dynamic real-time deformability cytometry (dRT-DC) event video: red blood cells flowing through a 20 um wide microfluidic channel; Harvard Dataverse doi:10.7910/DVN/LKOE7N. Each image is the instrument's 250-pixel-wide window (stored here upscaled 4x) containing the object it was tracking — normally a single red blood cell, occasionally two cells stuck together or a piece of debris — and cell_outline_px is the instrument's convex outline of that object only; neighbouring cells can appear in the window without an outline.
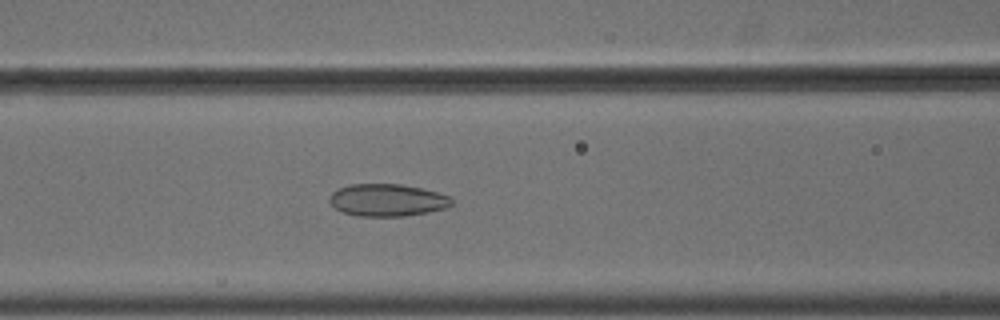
{"species": "common noctule bat (a hibernating species)", "species_latin": "Nyctalus noctula", "temperature_condition": "cold", "stored_images_in_passage": 54, "camera_frame_rate_fps": 3000, "um_per_image_px": 0.085, "animal": {"sex": "male", "body_mass_g": 18.8}, "frame": {"image": 1, "passage_image": 23, "time_ms": 7.333, "image_size_px": [1000, 320], "cell_outline_px": [[452, 204], [444, 208], [428, 212], [404, 216], [356, 216], [344, 212], [336, 208], [328, 200], [328, 196], [332, 192], [340, 188], [352, 184], [400, 184], [420, 188], [436, 192], [448, 196], [452, 200]], "centroid_in_image_um": [32.89, 17.01], "position_along_channel_um": 133.7, "area_um2": 22.77}}
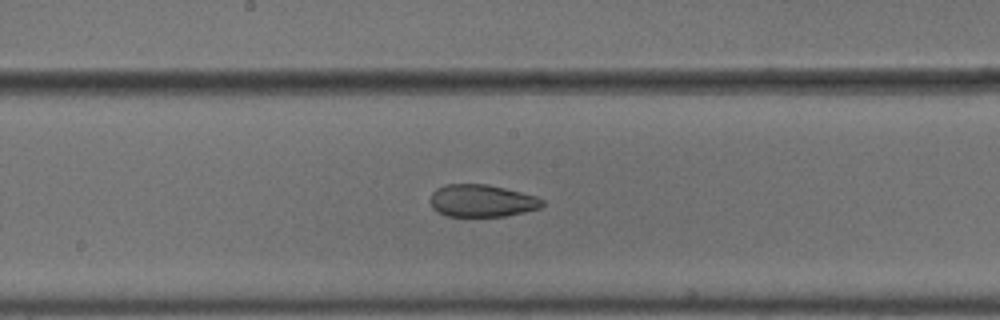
{"frame": {"image": 2, "passage_image": 29, "time_ms": 9.333, "image_size_px": [1000, 320], "cell_outline_px": [[544, 204], [540, 208], [524, 212], [504, 216], [448, 216], [436, 212], [432, 208], [428, 200], [432, 192], [436, 188], [444, 184], [488, 184], [536, 196], [544, 200]], "centroid_in_image_um": [40.9, 17.06], "position_along_channel_um": 207.3, "area_um2": 21.33}}
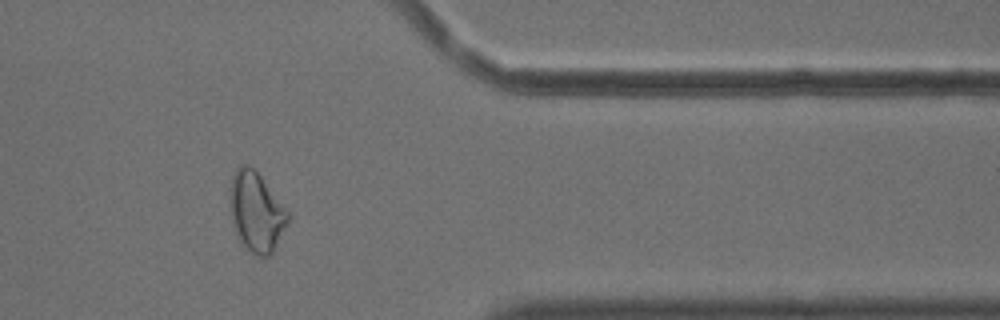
{"frame": {"image": 3, "passage_image": 45, "time_ms": 14.667, "image_size_px": [1000, 320], "cell_outline_px": [[288, 220], [272, 252], [268, 256], [256, 256], [244, 248], [240, 244], [232, 220], [228, 192], [232, 176], [236, 168], [240, 164], [248, 164], [260, 176], [288, 212]], "centroid_in_image_um": [21.72, 18.01], "position_along_channel_um": 389.7, "area_um2": 26.59}, "authors_computed_cell_mechanics": {"area_um2": 26.5013, "velocity_mm_per_s": 3.6691, "shape_relaxation_time_tau1_ms": 9.8617, "shape_relaxation_time_tau2_ms": 2.6573, "deformation_change_tau1": 0.1446, "deformation_change_tau2": 0.0817}}